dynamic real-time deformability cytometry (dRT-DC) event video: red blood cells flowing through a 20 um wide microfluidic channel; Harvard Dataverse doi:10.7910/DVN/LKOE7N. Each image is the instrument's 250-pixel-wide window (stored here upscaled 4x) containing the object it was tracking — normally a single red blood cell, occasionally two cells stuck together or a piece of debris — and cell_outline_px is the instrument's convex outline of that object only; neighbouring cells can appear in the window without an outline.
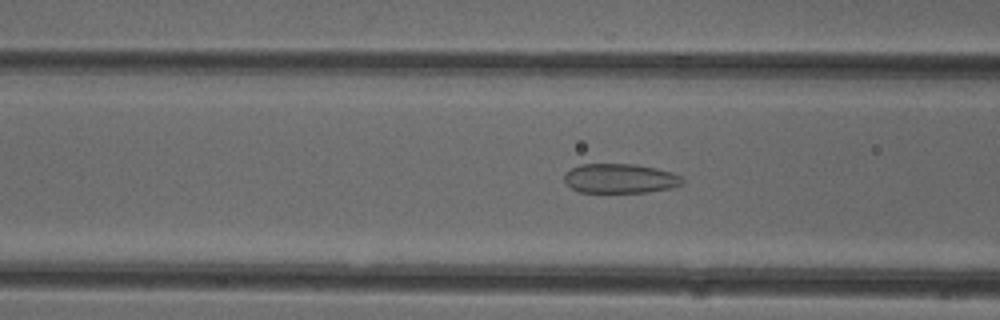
{"species": "common noctule bat (a hibernating species)", "species_latin": "Nyctalus noctula", "temperature_condition": "cold", "stored_images_in_passage": 51, "camera_frame_rate_fps": 3000, "um_per_image_px": 0.085, "animal": {"sex": "female"}, "frame": {"image": 1, "passage_image": 20, "time_ms": 6.333, "image_size_px": [1000, 320], "cell_outline_px": [[684, 184], [672, 188], [648, 192], [580, 192], [572, 188], [564, 180], [564, 172], [580, 164], [636, 164], [656, 168], [672, 172], [680, 176], [684, 180]], "centroid_in_image_um": [52.73, 15.17], "position_along_channel_um": 113.9, "area_um2": 20.4}}
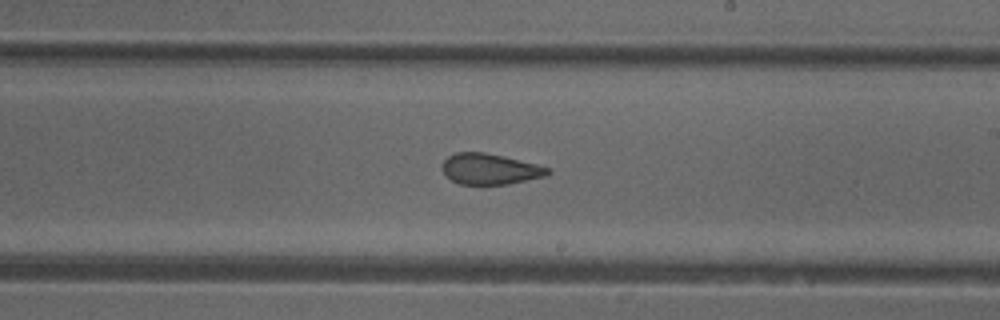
{"frame": {"image": 2, "passage_image": 30, "time_ms": 9.667, "image_size_px": [1000, 320], "cell_outline_px": [[552, 172], [544, 176], [508, 184], [460, 184], [452, 180], [444, 172], [444, 160], [448, 156], [456, 152], [484, 152], [504, 156], [536, 164], [548, 168]], "centroid_in_image_um": [41.66, 14.36], "position_along_channel_um": 247.3, "area_um2": 18.61}}
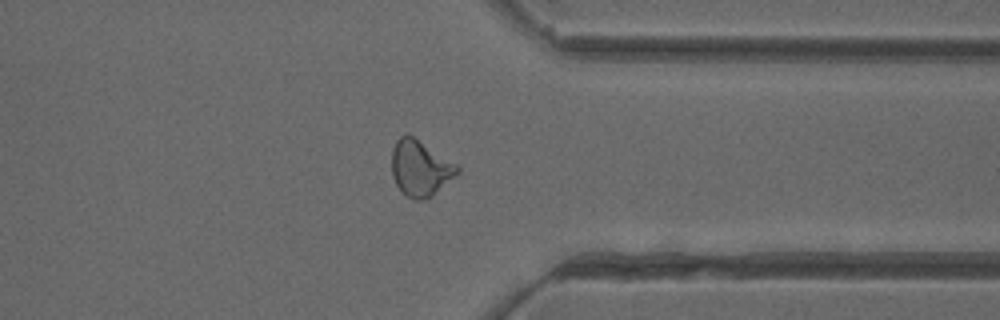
{"frame": {"image": 3, "passage_image": 40, "time_ms": 13.0, "image_size_px": [1000, 320], "cell_outline_px": [[460, 172], [432, 196], [420, 200], [416, 200], [408, 196], [396, 184], [392, 176], [392, 148], [396, 140], [400, 136], [408, 132], [456, 164], [460, 168]], "centroid_in_image_um": [35.71, 14.26], "position_along_channel_um": 375.7, "area_um2": 21.27}, "authors_computed_cell_mechanics": {"area_um2": 21.7906, "velocity_mm_per_s": 3.9929, "shape_relaxation_time_tau1_ms": null, "shape_relaxation_time_tau2_ms": 1.4166, "deformation_change_tau1": null, "deformation_change_tau2": 0.0967}}